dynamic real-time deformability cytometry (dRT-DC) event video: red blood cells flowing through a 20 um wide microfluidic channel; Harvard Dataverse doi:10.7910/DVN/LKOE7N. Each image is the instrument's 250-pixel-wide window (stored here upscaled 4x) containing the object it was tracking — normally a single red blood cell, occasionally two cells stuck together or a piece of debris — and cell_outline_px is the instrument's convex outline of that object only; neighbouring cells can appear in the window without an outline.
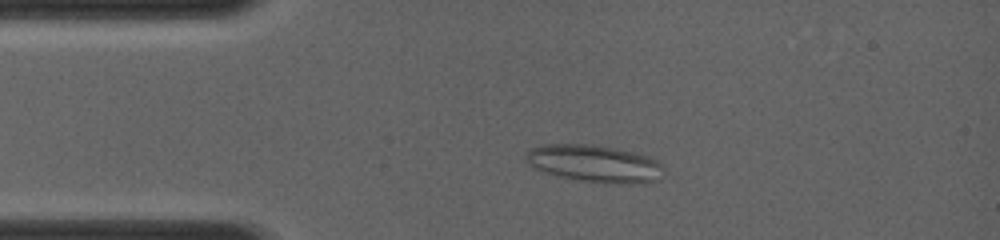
{"species": "common noctule bat (a hibernating species)", "species_latin": "Nyctalus noctula", "temperature_condition": "room temperature", "stored_images_in_passage": 16, "camera_frame_rate_fps": 4000, "um_per_image_px": 0.085, "animal": {"sex": "female", "body_mass_g": 19.0, "forearm_length_mm": 56.7}, "frame": {"image": 1, "passage_image": 9, "time_ms": 2.5, "image_size_px": [1000, 240], "cell_outline_px": [[664, 168], [660, 180], [644, 184], [620, 184], [584, 180], [560, 176], [544, 172], [532, 168], [528, 164], [524, 156], [532, 148], [544, 144], [588, 144], [612, 148], [632, 152], [648, 156], [656, 160]], "centroid_in_image_um": [50.55, 13.91], "position_along_channel_um": 34.4, "area_um2": 29.82}}